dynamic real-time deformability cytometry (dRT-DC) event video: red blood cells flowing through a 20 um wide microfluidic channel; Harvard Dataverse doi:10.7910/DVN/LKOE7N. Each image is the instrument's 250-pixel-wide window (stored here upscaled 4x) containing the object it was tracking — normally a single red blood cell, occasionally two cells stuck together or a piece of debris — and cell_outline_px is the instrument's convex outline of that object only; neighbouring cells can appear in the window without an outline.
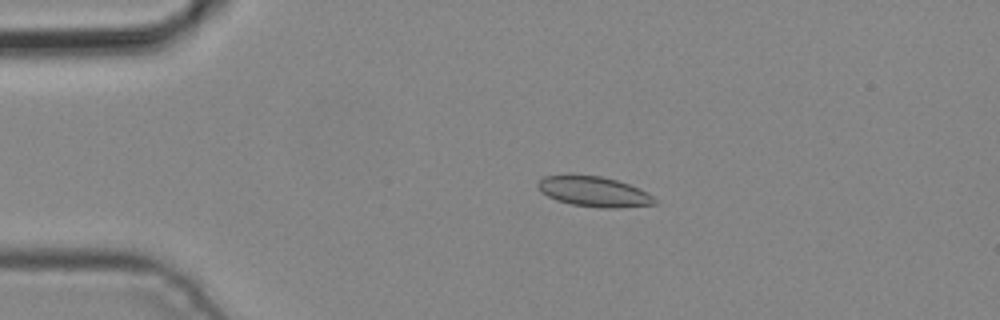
{"species": "common noctule bat (a hibernating species)", "species_latin": "Nyctalus noctula", "temperature_condition": "cold", "stored_images_in_passage": 4, "camera_frame_rate_fps": 3000, "um_per_image_px": 0.085, "animal": {"sex": "male", "body_mass_g": 19.2, "forearm_length_mm": 51.8}, "frame": {"image": 1, "passage_image": 3, "time_ms": 0.667, "image_size_px": [1000, 320], "cell_outline_px": [[660, 204], [616, 208], [600, 208], [572, 204], [556, 200], [540, 192], [536, 184], [544, 176], [600, 176], [616, 180], [640, 188], [648, 192]], "centroid_in_image_um": [50.53, 16.31], "position_along_channel_um": 34.5, "area_um2": 20.4}}